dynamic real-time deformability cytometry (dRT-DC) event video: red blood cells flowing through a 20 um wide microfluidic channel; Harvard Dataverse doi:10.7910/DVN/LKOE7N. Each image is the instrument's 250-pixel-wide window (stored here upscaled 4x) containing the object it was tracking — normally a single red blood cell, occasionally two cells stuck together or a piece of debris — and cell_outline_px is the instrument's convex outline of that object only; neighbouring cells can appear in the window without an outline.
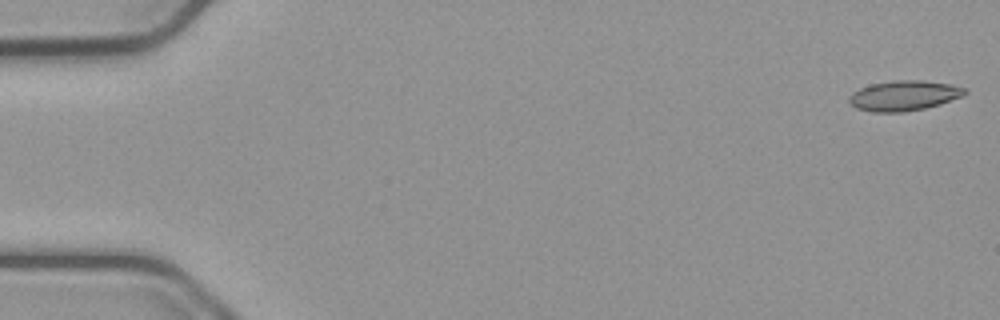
{"species": "common noctule bat (a hibernating species)", "species_latin": "Nyctalus noctula", "temperature_condition": "cold", "stored_images_in_passage": 14, "segment_of_instrument_passage": [1, 2], "camera_frame_rate_fps": 3000, "um_per_image_px": 0.085, "animal": {"sex": "male", "body_mass_g": 23.1, "forearm_length_mm": 52.7}, "frame": {"image": 1, "passage_image": 1, "time_ms": 0.0, "image_size_px": [1000, 320], "cell_outline_px": [[968, 92], [964, 96], [940, 104], [924, 108], [904, 112], [872, 112], [856, 108], [848, 104], [848, 96], [852, 92], [860, 88], [872, 84], [896, 80], [924, 80], [948, 84], [968, 88]], "centroid_in_image_um": [76.83, 8.13], "position_along_channel_um": 8.2, "area_um2": 20.52}}